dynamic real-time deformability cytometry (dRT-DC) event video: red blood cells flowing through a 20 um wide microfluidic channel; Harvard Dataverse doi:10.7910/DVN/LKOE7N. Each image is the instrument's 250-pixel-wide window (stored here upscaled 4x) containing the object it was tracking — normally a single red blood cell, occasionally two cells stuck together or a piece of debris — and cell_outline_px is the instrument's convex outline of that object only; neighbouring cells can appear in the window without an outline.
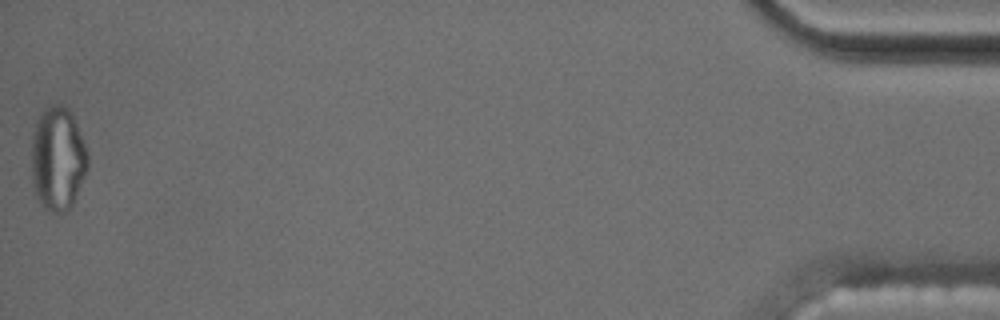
{"species": "common noctule bat (a hibernating species)", "species_latin": "Nyctalus noctula", "temperature_condition": "cold", "stored_images_in_passage": 43, "camera_frame_rate_fps": 3000, "um_per_image_px": 0.085, "animal": {"sex": "male", "body_mass_g": 17.5, "forearm_length_mm": 52.3}, "frame": {"image": 1, "passage_image": 43, "time_ms": 14.0, "image_size_px": [1000, 320], "cell_outline_px": [[88, 164], [84, 176], [72, 204], [68, 208], [60, 212], [52, 212], [44, 208], [40, 204], [36, 196], [32, 184], [32, 136], [36, 120], [44, 108], [52, 104], [60, 104], [68, 108], [72, 112], [88, 152]], "centroid_in_image_um": [4.89, 13.45], "position_along_channel_um": 430.3, "area_um2": 34.1}, "authors_computed_cell_mechanics": {"area_um2": 20.6924, "velocity_mm_per_s": 3.545, "shape_relaxation_time_tau1_ms": null, "shape_relaxation_time_tau2_ms": 2.3909, "deformation_change_tau1": null, "deformation_change_tau2": 0.0987}}